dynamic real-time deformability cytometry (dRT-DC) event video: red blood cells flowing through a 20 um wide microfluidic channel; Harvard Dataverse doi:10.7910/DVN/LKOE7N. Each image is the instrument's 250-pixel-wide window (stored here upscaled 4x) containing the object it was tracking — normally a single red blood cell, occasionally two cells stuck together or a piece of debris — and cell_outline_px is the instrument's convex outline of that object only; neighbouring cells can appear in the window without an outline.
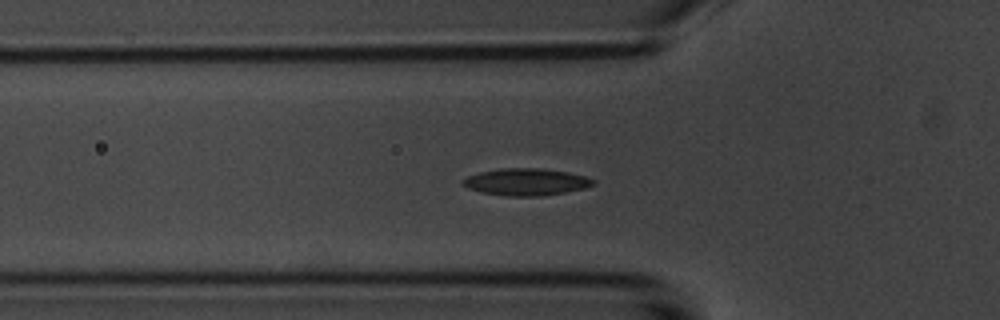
{"species": "common noctule bat (a hibernating species)", "species_latin": "Nyctalus noctula", "temperature_condition": "room temperature", "stored_images_in_passage": 54, "camera_frame_rate_fps": 3000, "um_per_image_px": 0.085, "animal": {"sex": "male", "body_mass_g": 20.1, "forearm_length_mm": 53.5}, "frame": {"image": 1, "passage_image": 17, "time_ms": 5.333, "image_size_px": [1000, 320], "cell_outline_px": [[596, 184], [584, 188], [564, 192], [540, 196], [508, 196], [480, 192], [468, 188], [460, 184], [460, 180], [468, 176], [480, 172], [504, 168], [540, 168], [568, 172], [584, 176], [596, 180]], "centroid_in_image_um": [44.7, 15.46], "position_along_channel_um": 81.1, "area_um2": 20.52}}
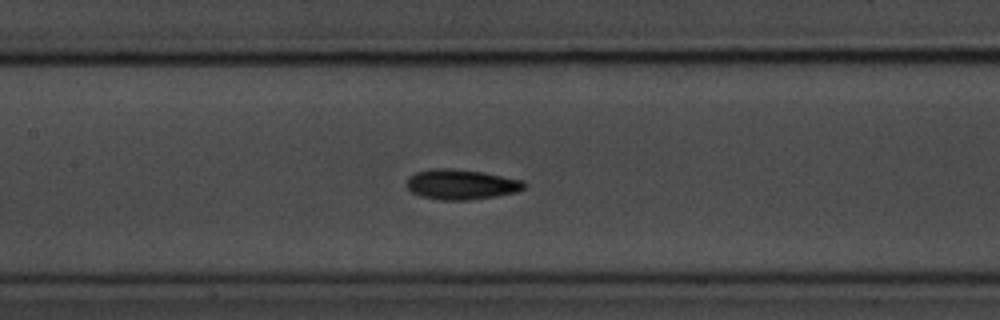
{"frame": {"image": 2, "passage_image": 24, "time_ms": 7.667, "image_size_px": [1000, 320], "cell_outline_px": [[524, 188], [516, 192], [496, 196], [468, 200], [440, 200], [420, 196], [412, 192], [408, 188], [408, 176], [416, 172], [428, 168], [452, 168], [480, 172], [524, 180]], "centroid_in_image_um": [39.17, 15.67], "position_along_channel_um": 168.2, "area_um2": 20.58}}
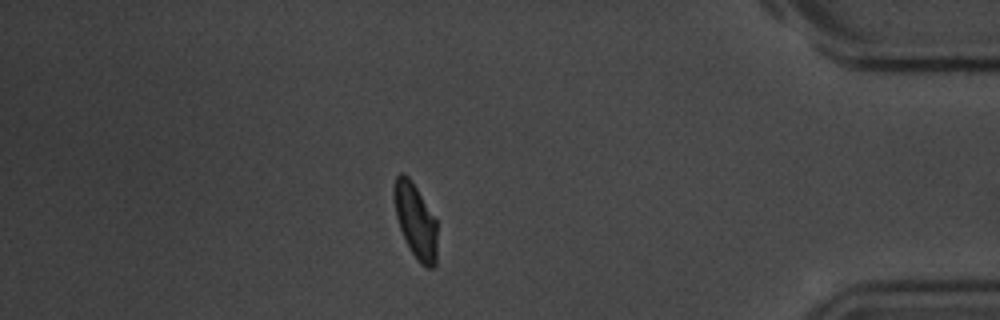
{"frame": {"image": 3, "passage_image": 46, "time_ms": 15.0, "image_size_px": [1000, 320], "cell_outline_px": [[436, 264], [432, 268], [428, 268], [420, 264], [412, 252], [400, 228], [396, 216], [392, 196], [392, 188], [396, 176], [400, 172], [404, 172], [412, 180], [436, 220]], "centroid_in_image_um": [35.29, 18.71], "position_along_channel_um": 399.9, "area_um2": 18.79}, "authors_computed_cell_mechanics": {"area_um2": 19.363, "velocity_mm_per_s": 3.6886, "shape_relaxation_time_tau1_ms": 2.6687, "shape_relaxation_time_tau2_ms": 1.9747, "deformation_change_tau1": 0.1021, "deformation_change_tau2": 0.0769}}